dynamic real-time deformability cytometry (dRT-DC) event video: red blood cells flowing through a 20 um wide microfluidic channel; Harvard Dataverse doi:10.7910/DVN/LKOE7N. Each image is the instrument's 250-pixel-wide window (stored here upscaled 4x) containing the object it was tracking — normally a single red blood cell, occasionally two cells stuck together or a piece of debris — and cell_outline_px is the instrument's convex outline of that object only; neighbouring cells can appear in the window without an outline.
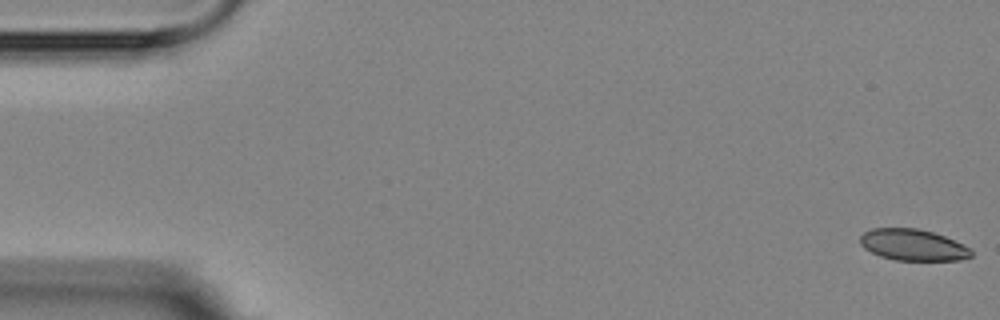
{"species": "Egyptian fruit bat (a non-hibernating species)", "species_latin": "Rousettus aegyptiacus", "temperature_condition": "room temperature", "stored_images_in_passage": 8, "camera_frame_rate_fps": 3000, "um_per_image_px": 0.085, "animal": {"sex": "female"}, "frame": {"image": 1, "passage_image": 1, "time_ms": 0.0, "image_size_px": [1000, 320], "cell_outline_px": [[972, 256], [960, 260], [896, 260], [880, 256], [864, 248], [860, 244], [860, 236], [864, 232], [872, 228], [916, 228], [932, 232], [944, 236], [972, 248]], "centroid_in_image_um": [77.6, 20.82], "position_along_channel_um": 7.4, "area_um2": 20.29}}
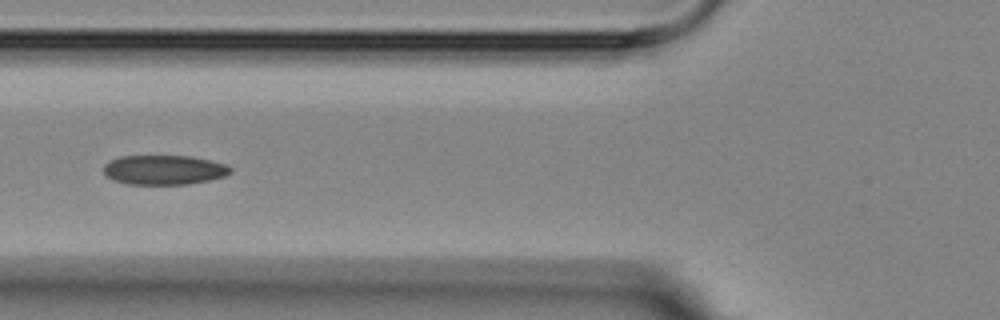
{"frame": {"image": 2, "passage_image": 6, "time_ms": 6.667, "image_size_px": [1000, 320], "cell_outline_px": [[232, 172], [224, 176], [208, 180], [188, 184], [128, 184], [112, 180], [104, 176], [104, 164], [108, 160], [120, 156], [192, 156], [212, 160], [228, 164], [232, 168]], "centroid_in_image_um": [13.93, 14.43], "position_along_channel_um": 111.9, "area_um2": 22.14}}
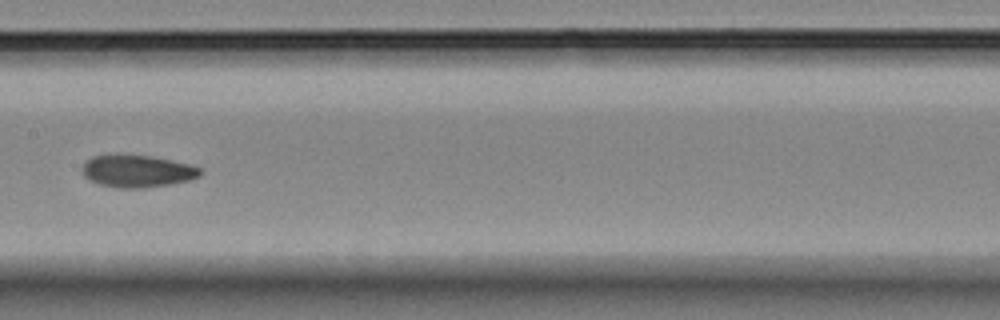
{"frame": {"image": 3, "passage_image": 8, "time_ms": 9.0, "image_size_px": [1000, 320], "cell_outline_px": [[204, 172], [200, 176], [188, 180], [168, 184], [144, 188], [120, 188], [100, 184], [88, 180], [84, 176], [80, 168], [84, 160], [92, 156], [112, 152], [152, 156], [172, 160], [188, 164], [200, 168]], "centroid_in_image_um": [11.58, 14.5], "position_along_channel_um": 195.8, "area_um2": 22.89}}